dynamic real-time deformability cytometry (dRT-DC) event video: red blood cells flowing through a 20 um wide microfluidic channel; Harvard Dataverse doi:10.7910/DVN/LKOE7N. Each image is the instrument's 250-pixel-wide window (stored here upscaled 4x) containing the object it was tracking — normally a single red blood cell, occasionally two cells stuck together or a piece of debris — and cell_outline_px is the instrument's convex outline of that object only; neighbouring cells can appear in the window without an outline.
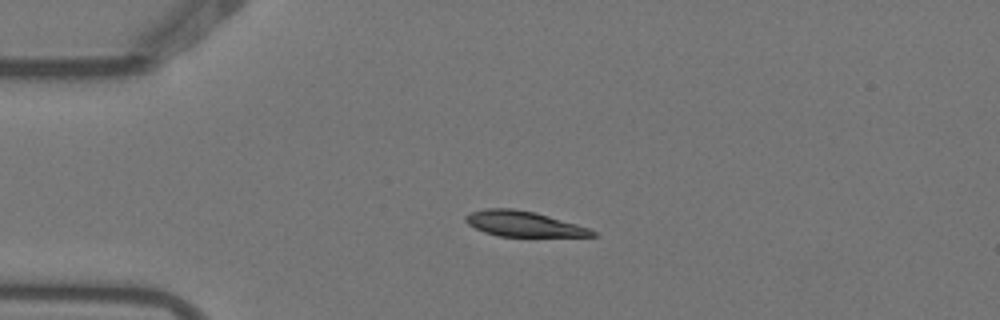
{"species": "Egyptian fruit bat (a non-hibernating species)", "species_latin": "Rousettus aegyptiacus", "temperature_condition": "warm", "stored_images_in_passage": 3, "camera_frame_rate_fps": 3000, "um_per_image_px": 0.085, "animal": {"sex": "female"}, "frame": {"image": 1, "passage_image": 1, "time_ms": 0.0, "image_size_px": [1000, 320], "cell_outline_px": [[596, 236], [500, 236], [484, 232], [468, 224], [464, 220], [464, 216], [472, 212], [488, 208], [512, 208], [536, 212], [576, 224], [588, 228], [596, 232]], "centroid_in_image_um": [44.47, 19.02], "position_along_channel_um": 40.5, "area_um2": 18.5}}
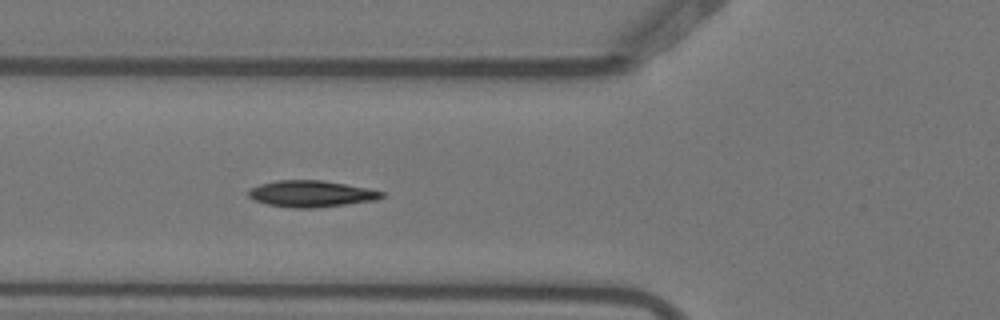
{"frame": {"image": 2, "passage_image": 3, "time_ms": 0.667, "image_size_px": [1000, 320], "cell_outline_px": [[384, 196], [376, 200], [312, 208], [292, 208], [268, 204], [252, 200], [248, 196], [248, 192], [252, 188], [260, 184], [276, 180], [324, 180], [368, 188], [384, 192]], "centroid_in_image_um": [26.44, 16.46], "position_along_channel_um": 99.4, "area_um2": 20.46}}